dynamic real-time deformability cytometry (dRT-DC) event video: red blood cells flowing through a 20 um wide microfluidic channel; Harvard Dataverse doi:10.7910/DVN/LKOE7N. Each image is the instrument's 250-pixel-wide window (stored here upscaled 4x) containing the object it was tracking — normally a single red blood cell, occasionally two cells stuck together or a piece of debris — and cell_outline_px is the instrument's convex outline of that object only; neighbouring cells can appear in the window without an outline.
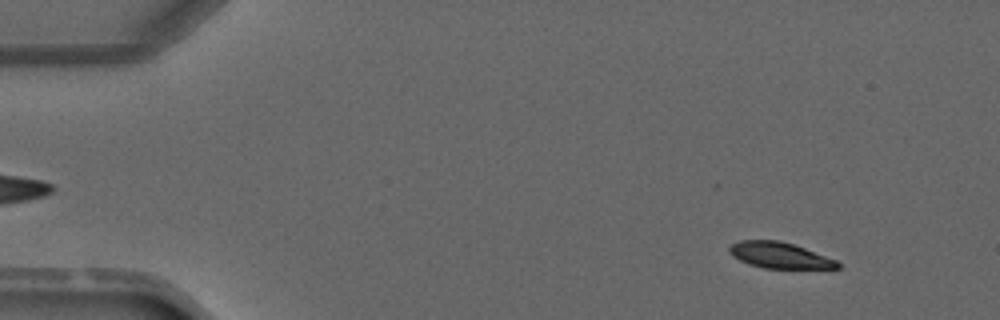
{"species": "common noctule bat (a hibernating species)", "species_latin": "Nyctalus noctula", "temperature_condition": "warm", "stored_images_in_passage": 3, "camera_frame_rate_fps": 3000, "um_per_image_px": 0.085, "animal": {"sex": "male", "forearm_length_mm": 52.5}, "frame": {"image": 1, "passage_image": 1, "time_ms": 0.0, "image_size_px": [1000, 320], "cell_outline_px": [[840, 268], [764, 268], [748, 264], [732, 256], [728, 252], [728, 248], [732, 244], [740, 240], [780, 240], [804, 248], [836, 260], [840, 264]], "centroid_in_image_um": [66.22, 21.69], "position_along_channel_um": 18.8, "area_um2": 16.24}}